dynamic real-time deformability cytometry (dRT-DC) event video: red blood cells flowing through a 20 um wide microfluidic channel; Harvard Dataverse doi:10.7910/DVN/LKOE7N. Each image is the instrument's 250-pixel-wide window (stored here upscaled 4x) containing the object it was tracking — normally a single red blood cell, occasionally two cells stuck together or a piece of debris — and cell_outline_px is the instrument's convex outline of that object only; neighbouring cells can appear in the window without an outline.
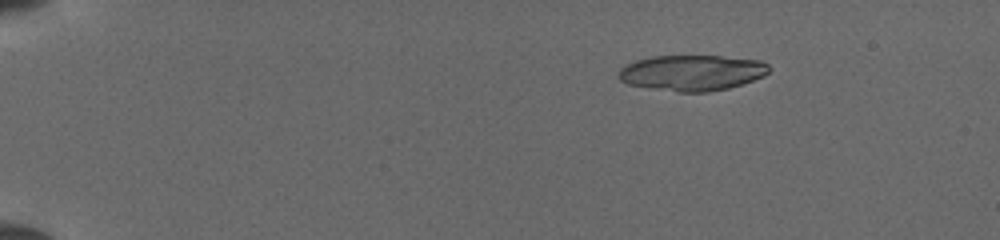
{"species": "common noctule bat (a hibernating species)", "species_latin": "Nyctalus noctula", "temperature_condition": "cold", "stored_images_in_passage": 52, "camera_frame_rate_fps": 3000, "um_per_image_px": 0.085, "animal": {"sex": "female", "body_mass_g": 19.5, "forearm_length_mm": 54.1}, "frame": {"image": 1, "passage_image": 9, "time_ms": 2.667, "image_size_px": [1000, 240], "cell_outline_px": [[772, 68], [764, 76], [728, 88], [708, 92], [680, 92], [628, 84], [620, 80], [616, 76], [620, 68], [636, 60], [652, 56], [720, 56], [760, 60], [768, 64]], "centroid_in_image_um": [58.82, 6.18], "position_along_channel_um": 26.2, "area_um2": 31.21}}
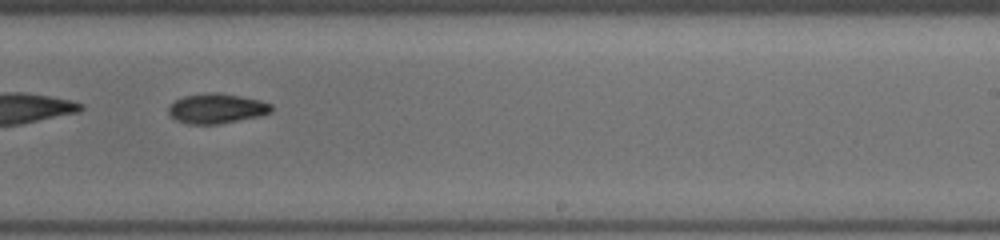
{"frame": {"image": 2, "passage_image": 35, "time_ms": 11.333, "image_size_px": [1000, 240], "cell_outline_px": [[272, 108], [268, 112], [256, 116], [216, 124], [192, 124], [176, 120], [168, 112], [168, 104], [184, 96], [208, 92], [216, 92], [240, 96], [260, 100], [272, 104]], "centroid_in_image_um": [18.35, 9.2], "position_along_channel_um": 270.6, "area_um2": 17.57}}
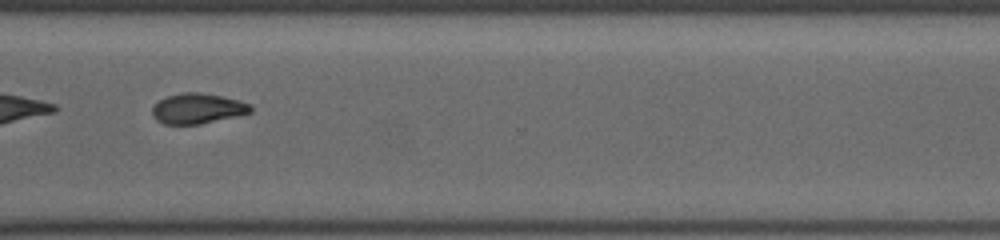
{"frame": {"image": 3, "passage_image": 41, "time_ms": 13.333, "image_size_px": [1000, 240], "cell_outline_px": [[252, 112], [236, 116], [200, 124], [164, 124], [156, 120], [152, 116], [152, 108], [160, 100], [168, 96], [184, 92], [200, 92], [240, 100], [252, 104]], "centroid_in_image_um": [16.81, 9.22], "position_along_channel_um": 353.8, "area_um2": 17.34}}